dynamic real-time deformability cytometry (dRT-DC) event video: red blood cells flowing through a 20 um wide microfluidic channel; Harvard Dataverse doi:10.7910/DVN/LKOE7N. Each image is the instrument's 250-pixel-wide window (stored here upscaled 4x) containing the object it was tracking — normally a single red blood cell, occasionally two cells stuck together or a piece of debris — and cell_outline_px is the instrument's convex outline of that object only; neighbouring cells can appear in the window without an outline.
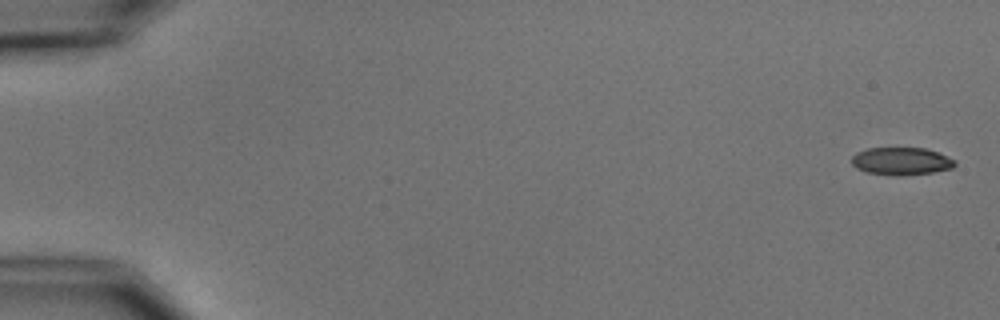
{"species": "common noctule bat (a hibernating species)", "species_latin": "Nyctalus noctula", "temperature_condition": "cold", "stored_images_in_passage": 5, "camera_frame_rate_fps": 3000, "um_per_image_px": 0.085, "animal": {"sex": "male", "body_mass_g": 15.6}, "frame": {"image": 1, "passage_image": 1, "time_ms": 0.0, "image_size_px": [1000, 320], "cell_outline_px": [[956, 164], [952, 168], [932, 172], [900, 176], [892, 176], [868, 172], [856, 168], [852, 164], [852, 156], [856, 152], [868, 148], [924, 148], [936, 152], [956, 160]], "centroid_in_image_um": [76.59, 13.7], "position_along_channel_um": 8.4, "area_um2": 16.59}}
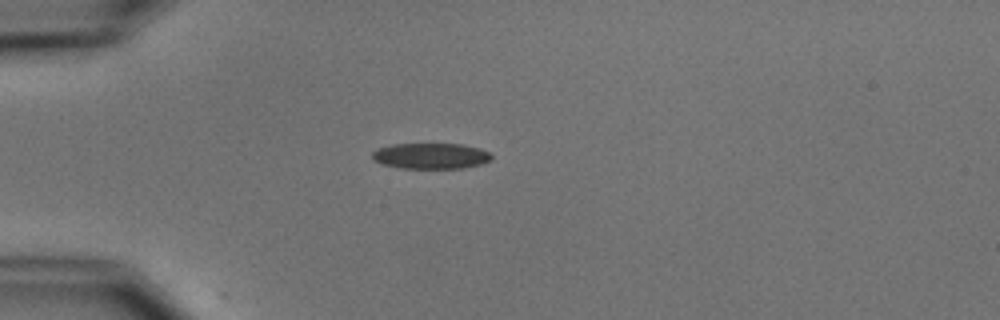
{"frame": {"image": 2, "passage_image": 5, "time_ms": 4.667, "image_size_px": [1000, 320], "cell_outline_px": [[492, 160], [480, 164], [464, 168], [400, 168], [384, 164], [372, 160], [372, 152], [376, 148], [392, 144], [460, 144], [480, 148], [488, 152], [492, 156]], "centroid_in_image_um": [36.6, 13.25], "position_along_channel_um": 48.4, "area_um2": 17.98}}